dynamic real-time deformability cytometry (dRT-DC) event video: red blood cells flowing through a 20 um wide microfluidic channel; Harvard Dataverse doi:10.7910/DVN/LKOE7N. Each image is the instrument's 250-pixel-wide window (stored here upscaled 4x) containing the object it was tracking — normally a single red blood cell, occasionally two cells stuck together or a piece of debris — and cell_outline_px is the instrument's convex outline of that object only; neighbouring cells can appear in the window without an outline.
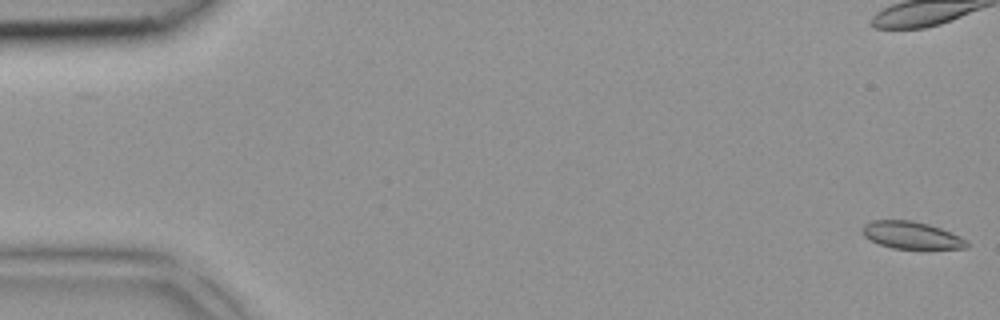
{"species": "common noctule bat (a hibernating species)", "species_latin": "Nyctalus noctula", "temperature_condition": "room temperature", "stored_images_in_passage": 44, "camera_frame_rate_fps": 3000, "um_per_image_px": 0.085, "animal": {"sex": "female", "body_mass_g": 18.4}, "frame": {"image": 1, "passage_image": 1, "time_ms": 0.0, "image_size_px": [1000, 320], "cell_outline_px": [[968, 248], [892, 248], [880, 244], [864, 236], [860, 232], [860, 228], [864, 224], [872, 220], [912, 220], [928, 224], [940, 228], [960, 236], [968, 240]], "centroid_in_image_um": [77.44, 19.98], "position_along_channel_um": 7.6, "area_um2": 16.53}}
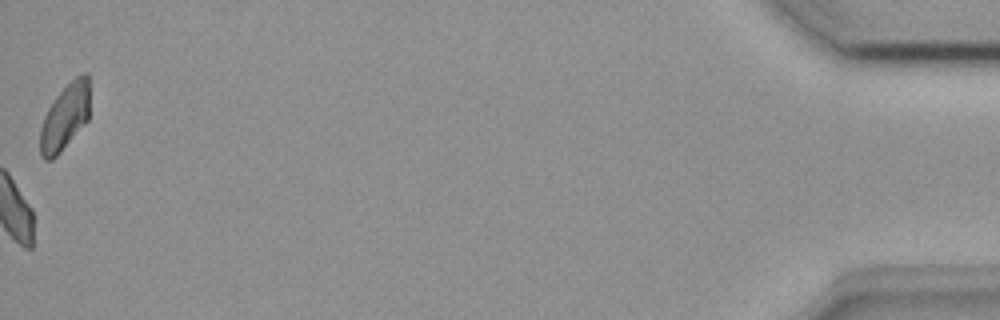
{"frame": {"image": 2, "passage_image": 44, "time_ms": 14.333, "image_size_px": [1000, 320], "cell_outline_px": [[88, 120], [60, 152], [52, 160], [44, 160], [40, 156], [40, 128], [44, 116], [48, 108], [56, 96], [76, 76], [84, 72], [88, 72]], "centroid_in_image_um": [5.5, 9.97], "position_along_channel_um": 429.7, "area_um2": 18.9}}